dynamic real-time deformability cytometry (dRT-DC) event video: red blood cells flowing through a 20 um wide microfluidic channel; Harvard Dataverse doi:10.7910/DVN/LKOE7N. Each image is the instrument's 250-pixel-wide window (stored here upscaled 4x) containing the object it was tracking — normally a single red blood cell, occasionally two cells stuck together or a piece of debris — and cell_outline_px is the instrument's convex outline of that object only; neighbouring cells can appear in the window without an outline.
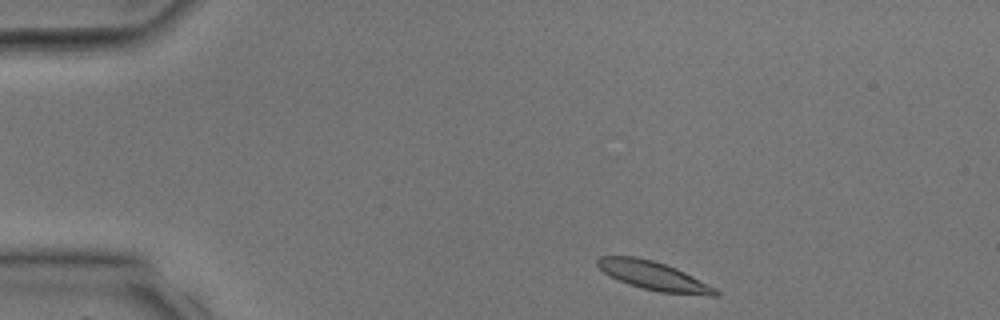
{"species": "common noctule bat (a hibernating species)", "species_latin": "Nyctalus noctula", "temperature_condition": "room temperature", "stored_images_in_passage": 29, "camera_frame_rate_fps": 3000, "um_per_image_px": 0.085, "animal": {"sex": "male", "body_mass_g": 17.9, "forearm_length_mm": 54.2}, "frame": {"image": 1, "passage_image": 1, "time_ms": 0.0, "image_size_px": [1000, 320], "cell_outline_px": [[720, 296], [712, 296], [660, 292], [640, 288], [628, 284], [604, 272], [596, 264], [596, 260], [600, 256], [636, 256], [652, 260], [676, 268], [716, 288], [720, 292]], "centroid_in_image_um": [55.58, 23.45], "position_along_channel_um": 29.4, "area_um2": 19.59}}
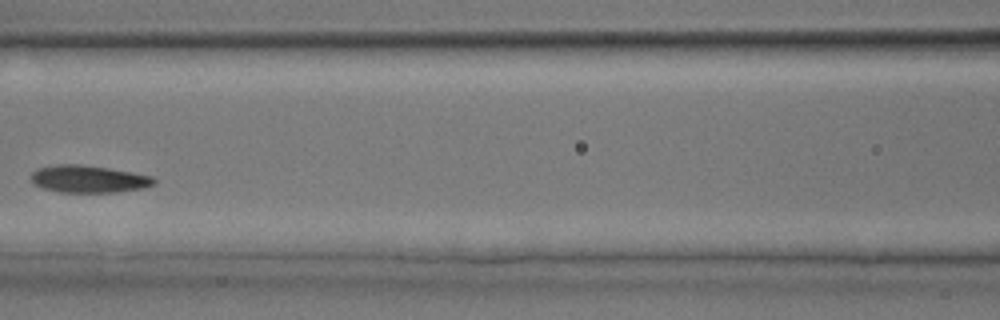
{"frame": {"image": 2, "passage_image": 11, "time_ms": 3.333, "image_size_px": [1000, 320], "cell_outline_px": [[156, 184], [144, 188], [116, 192], [60, 192], [44, 188], [32, 184], [32, 172], [36, 168], [56, 164], [80, 164], [108, 168], [132, 172], [152, 176], [156, 180]], "centroid_in_image_um": [7.53, 15.21], "position_along_channel_um": 159.1, "area_um2": 19.65}}
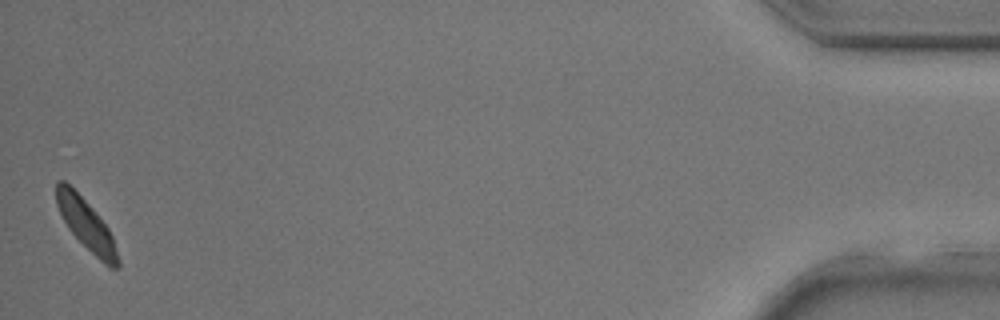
{"frame": {"image": 3, "passage_image": 29, "time_ms": 9.333, "image_size_px": [1000, 320], "cell_outline_px": [[120, 268], [108, 268], [68, 228], [56, 204], [56, 180], [64, 180], [92, 208], [108, 228], [112, 236], [120, 260]], "centroid_in_image_um": [7.35, 19.11], "position_along_channel_um": 427.8, "area_um2": 17.74}}